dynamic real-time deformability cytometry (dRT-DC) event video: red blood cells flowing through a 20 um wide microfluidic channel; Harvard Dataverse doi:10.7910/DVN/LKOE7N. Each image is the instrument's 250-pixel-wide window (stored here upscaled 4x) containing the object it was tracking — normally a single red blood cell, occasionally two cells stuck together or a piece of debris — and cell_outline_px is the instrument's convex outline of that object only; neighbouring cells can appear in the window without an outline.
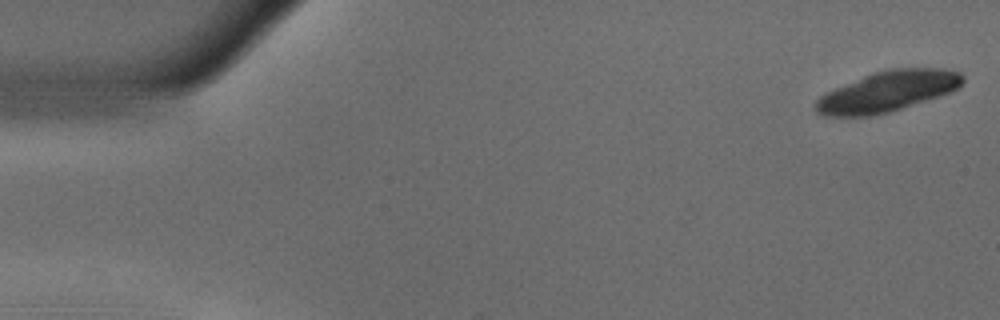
{"species": "common noctule bat (a hibernating species)", "species_latin": "Nyctalus noctula", "temperature_condition": "warm", "stored_images_in_passage": 20, "camera_frame_rate_fps": 3000, "um_per_image_px": 0.085, "animal": {"sex": "male", "body_mass_g": 18.8}, "frame": {"image": 1, "passage_image": 1, "time_ms": 0.0, "image_size_px": [1000, 320], "cell_outline_px": [[964, 80], [956, 88], [940, 96], [888, 112], [868, 116], [824, 116], [816, 112], [816, 100], [820, 96], [836, 88], [864, 76], [884, 68], [944, 68], [960, 72], [964, 76]], "centroid_in_image_um": [75.46, 7.76], "position_along_channel_um": 9.5, "area_um2": 34.33}}